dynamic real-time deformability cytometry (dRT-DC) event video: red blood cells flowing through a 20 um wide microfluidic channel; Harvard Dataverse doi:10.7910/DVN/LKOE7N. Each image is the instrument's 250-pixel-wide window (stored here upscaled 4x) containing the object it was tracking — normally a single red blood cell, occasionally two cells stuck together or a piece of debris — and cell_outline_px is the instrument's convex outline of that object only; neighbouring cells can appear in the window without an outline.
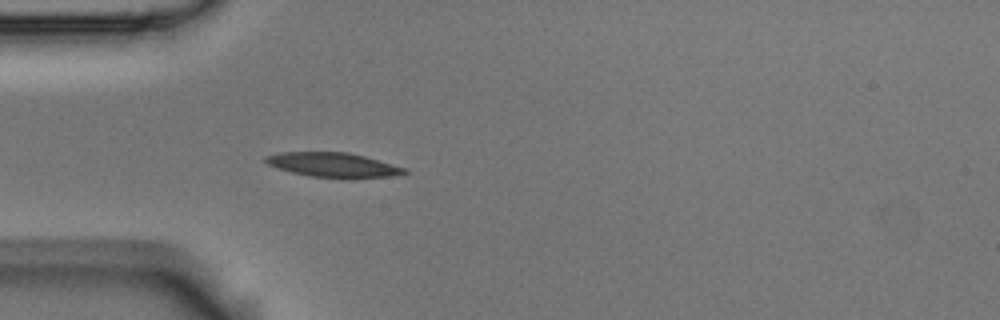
{"species": "Egyptian fruit bat (a non-hibernating species)", "species_latin": "Rousettus aegyptiacus", "temperature_condition": "room temperature", "stored_images_in_passage": 4, "camera_frame_rate_fps": 3000, "um_per_image_px": 0.085, "animal": {"sex": "male"}, "frame": {"image": 1, "passage_image": 4, "time_ms": 1.0, "image_size_px": [1000, 320], "cell_outline_px": [[408, 172], [404, 176], [352, 180], [348, 180], [308, 176], [292, 172], [268, 164], [264, 160], [264, 156], [280, 152], [348, 152], [364, 156], [408, 168]], "centroid_in_image_um": [28.46, 14.06], "position_along_channel_um": 56.5, "area_um2": 20.69}}